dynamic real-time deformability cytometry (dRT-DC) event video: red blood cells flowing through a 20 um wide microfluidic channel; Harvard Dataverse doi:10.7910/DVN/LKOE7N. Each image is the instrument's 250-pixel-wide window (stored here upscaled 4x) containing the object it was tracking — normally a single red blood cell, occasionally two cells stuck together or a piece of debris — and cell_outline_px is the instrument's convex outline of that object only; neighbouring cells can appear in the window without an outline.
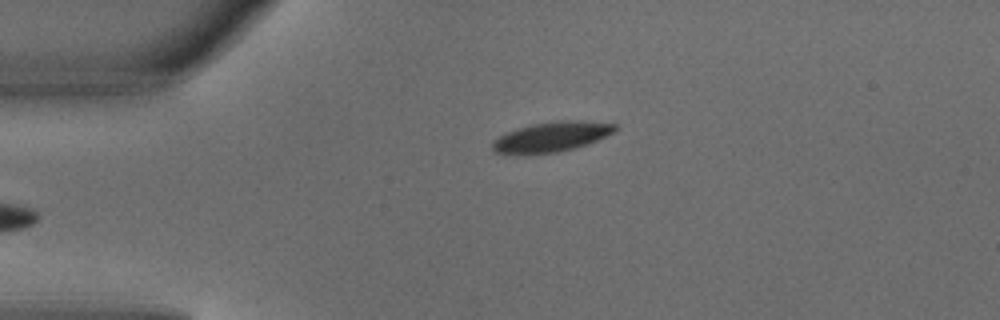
{"species": "common noctule bat (a hibernating species)", "species_latin": "Nyctalus noctula", "temperature_condition": "warm", "stored_images_in_passage": 3, "camera_frame_rate_fps": 3000, "um_per_image_px": 0.085, "animal": {"sex": "male", "body_mass_g": 18.8}, "frame": {"image": 1, "passage_image": 3, "time_ms": 0.667, "image_size_px": [1000, 320], "cell_outline_px": [[620, 128], [588, 144], [576, 148], [556, 152], [496, 152], [492, 148], [492, 144], [500, 136], [508, 132], [532, 124], [560, 120], [580, 120], [616, 124]], "centroid_in_image_um": [46.98, 11.59], "position_along_channel_um": 38.0, "area_um2": 20.58}}